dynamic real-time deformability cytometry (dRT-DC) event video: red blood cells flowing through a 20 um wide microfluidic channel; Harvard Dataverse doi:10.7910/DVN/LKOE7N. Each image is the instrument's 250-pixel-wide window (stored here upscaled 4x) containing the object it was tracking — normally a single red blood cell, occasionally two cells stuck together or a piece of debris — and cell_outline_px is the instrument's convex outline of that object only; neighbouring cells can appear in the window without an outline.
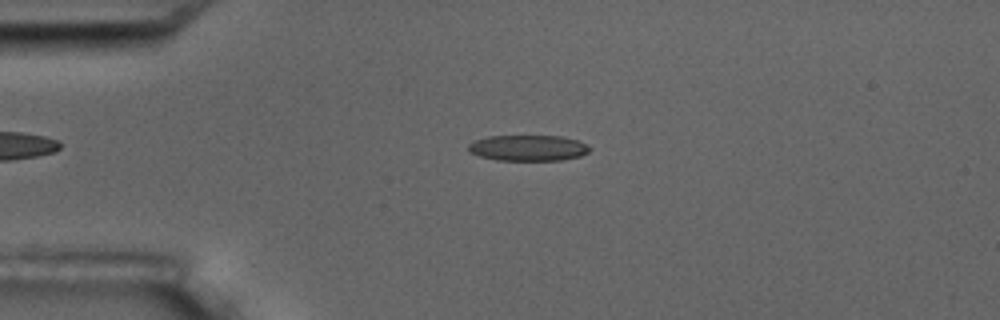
{"species": "common noctule bat (a hibernating species)", "species_latin": "Nyctalus noctula", "temperature_condition": "room temperature", "stored_images_in_passage": 5, "camera_frame_rate_fps": 3000, "um_per_image_px": 0.085, "animal": {"sex": "male", "body_mass_g": 17.5, "forearm_length_mm": 52.3}, "frame": {"image": 1, "passage_image": 3, "time_ms": 2.333, "image_size_px": [1000, 320], "cell_outline_px": [[592, 148], [588, 152], [580, 156], [560, 160], [496, 160], [480, 156], [468, 152], [468, 144], [472, 140], [488, 136], [560, 136], [576, 140]], "centroid_in_image_um": [44.83, 12.57], "position_along_channel_um": 40.2, "area_um2": 18.26}}